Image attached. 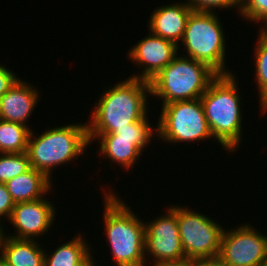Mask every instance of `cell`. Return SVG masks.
<instances>
[{
	"mask_svg": "<svg viewBox=\"0 0 267 266\" xmlns=\"http://www.w3.org/2000/svg\"><path fill=\"white\" fill-rule=\"evenodd\" d=\"M149 95L150 83L142 79L129 77L109 87L91 111L88 134H111L118 128L142 120L148 114Z\"/></svg>",
	"mask_w": 267,
	"mask_h": 266,
	"instance_id": "6da1fadb",
	"label": "cell"
},
{
	"mask_svg": "<svg viewBox=\"0 0 267 266\" xmlns=\"http://www.w3.org/2000/svg\"><path fill=\"white\" fill-rule=\"evenodd\" d=\"M236 79L233 74H218L200 97L213 139L229 153L237 150L242 140L243 115Z\"/></svg>",
	"mask_w": 267,
	"mask_h": 266,
	"instance_id": "7a4b0ae2",
	"label": "cell"
},
{
	"mask_svg": "<svg viewBox=\"0 0 267 266\" xmlns=\"http://www.w3.org/2000/svg\"><path fill=\"white\" fill-rule=\"evenodd\" d=\"M112 192L104 193L103 218L114 264L145 266V223Z\"/></svg>",
	"mask_w": 267,
	"mask_h": 266,
	"instance_id": "3957f363",
	"label": "cell"
},
{
	"mask_svg": "<svg viewBox=\"0 0 267 266\" xmlns=\"http://www.w3.org/2000/svg\"><path fill=\"white\" fill-rule=\"evenodd\" d=\"M89 144L87 123L57 126L36 138L31 130L27 146L30 166L51 180L52 168L76 160Z\"/></svg>",
	"mask_w": 267,
	"mask_h": 266,
	"instance_id": "277c9868",
	"label": "cell"
},
{
	"mask_svg": "<svg viewBox=\"0 0 267 266\" xmlns=\"http://www.w3.org/2000/svg\"><path fill=\"white\" fill-rule=\"evenodd\" d=\"M218 74L207 64L178 54L149 81L151 95L163 104L199 99Z\"/></svg>",
	"mask_w": 267,
	"mask_h": 266,
	"instance_id": "5b68a950",
	"label": "cell"
},
{
	"mask_svg": "<svg viewBox=\"0 0 267 266\" xmlns=\"http://www.w3.org/2000/svg\"><path fill=\"white\" fill-rule=\"evenodd\" d=\"M215 13L192 11L181 41L187 57L207 64L217 74H232L233 72L225 69V34Z\"/></svg>",
	"mask_w": 267,
	"mask_h": 266,
	"instance_id": "8992f818",
	"label": "cell"
},
{
	"mask_svg": "<svg viewBox=\"0 0 267 266\" xmlns=\"http://www.w3.org/2000/svg\"><path fill=\"white\" fill-rule=\"evenodd\" d=\"M162 105L156 127L163 142L184 143L213 138L200 98Z\"/></svg>",
	"mask_w": 267,
	"mask_h": 266,
	"instance_id": "52a82bcc",
	"label": "cell"
},
{
	"mask_svg": "<svg viewBox=\"0 0 267 266\" xmlns=\"http://www.w3.org/2000/svg\"><path fill=\"white\" fill-rule=\"evenodd\" d=\"M192 209L176 206L180 240L186 259L197 261L219 255L223 227Z\"/></svg>",
	"mask_w": 267,
	"mask_h": 266,
	"instance_id": "ba28073f",
	"label": "cell"
},
{
	"mask_svg": "<svg viewBox=\"0 0 267 266\" xmlns=\"http://www.w3.org/2000/svg\"><path fill=\"white\" fill-rule=\"evenodd\" d=\"M218 256L228 266H261L267 263V237L249 223L224 230Z\"/></svg>",
	"mask_w": 267,
	"mask_h": 266,
	"instance_id": "9c48e42d",
	"label": "cell"
},
{
	"mask_svg": "<svg viewBox=\"0 0 267 266\" xmlns=\"http://www.w3.org/2000/svg\"><path fill=\"white\" fill-rule=\"evenodd\" d=\"M166 211L167 214L145 223V257L151 255L153 264L187 260L181 245L176 206Z\"/></svg>",
	"mask_w": 267,
	"mask_h": 266,
	"instance_id": "30bf717a",
	"label": "cell"
},
{
	"mask_svg": "<svg viewBox=\"0 0 267 266\" xmlns=\"http://www.w3.org/2000/svg\"><path fill=\"white\" fill-rule=\"evenodd\" d=\"M137 43L130 49L128 56L134 65H140V67L142 65L144 69L142 73L133 74L130 78L149 82L178 54V46L174 42L151 34V32Z\"/></svg>",
	"mask_w": 267,
	"mask_h": 266,
	"instance_id": "8fae6325",
	"label": "cell"
},
{
	"mask_svg": "<svg viewBox=\"0 0 267 266\" xmlns=\"http://www.w3.org/2000/svg\"><path fill=\"white\" fill-rule=\"evenodd\" d=\"M56 214L54 204L48 198H41L31 202L15 203L9 221L16 229L17 234L10 237L17 239H35L46 234L52 227L54 215Z\"/></svg>",
	"mask_w": 267,
	"mask_h": 266,
	"instance_id": "7c38bea8",
	"label": "cell"
},
{
	"mask_svg": "<svg viewBox=\"0 0 267 266\" xmlns=\"http://www.w3.org/2000/svg\"><path fill=\"white\" fill-rule=\"evenodd\" d=\"M39 92L19 78L0 97V119L29 127L26 123L38 103Z\"/></svg>",
	"mask_w": 267,
	"mask_h": 266,
	"instance_id": "4fadbf2b",
	"label": "cell"
},
{
	"mask_svg": "<svg viewBox=\"0 0 267 266\" xmlns=\"http://www.w3.org/2000/svg\"><path fill=\"white\" fill-rule=\"evenodd\" d=\"M193 9L185 3L160 6L150 15L149 31L152 34L174 42L179 49V42L182 40L187 19Z\"/></svg>",
	"mask_w": 267,
	"mask_h": 266,
	"instance_id": "5bb4252c",
	"label": "cell"
},
{
	"mask_svg": "<svg viewBox=\"0 0 267 266\" xmlns=\"http://www.w3.org/2000/svg\"><path fill=\"white\" fill-rule=\"evenodd\" d=\"M0 238V265L2 266H43L45 251L36 239H17L5 235Z\"/></svg>",
	"mask_w": 267,
	"mask_h": 266,
	"instance_id": "9a60e30c",
	"label": "cell"
},
{
	"mask_svg": "<svg viewBox=\"0 0 267 266\" xmlns=\"http://www.w3.org/2000/svg\"><path fill=\"white\" fill-rule=\"evenodd\" d=\"M15 203L31 202L43 198L51 191L52 181L41 171L32 167L25 173L5 183Z\"/></svg>",
	"mask_w": 267,
	"mask_h": 266,
	"instance_id": "2e32d148",
	"label": "cell"
},
{
	"mask_svg": "<svg viewBox=\"0 0 267 266\" xmlns=\"http://www.w3.org/2000/svg\"><path fill=\"white\" fill-rule=\"evenodd\" d=\"M81 233L67 243H62L52 254H45L43 266H97Z\"/></svg>",
	"mask_w": 267,
	"mask_h": 266,
	"instance_id": "e0dca14e",
	"label": "cell"
},
{
	"mask_svg": "<svg viewBox=\"0 0 267 266\" xmlns=\"http://www.w3.org/2000/svg\"><path fill=\"white\" fill-rule=\"evenodd\" d=\"M147 118L148 115L140 121L128 124V126L123 128H118L111 134H88L89 142L92 143L97 138L134 140V145L143 153L146 145L148 146L151 142L153 133L157 135V127L153 130Z\"/></svg>",
	"mask_w": 267,
	"mask_h": 266,
	"instance_id": "ac0fdd59",
	"label": "cell"
},
{
	"mask_svg": "<svg viewBox=\"0 0 267 266\" xmlns=\"http://www.w3.org/2000/svg\"><path fill=\"white\" fill-rule=\"evenodd\" d=\"M100 154L110 161L118 163L122 168L134 166L142 152L134 145V140L99 139Z\"/></svg>",
	"mask_w": 267,
	"mask_h": 266,
	"instance_id": "d6986e66",
	"label": "cell"
},
{
	"mask_svg": "<svg viewBox=\"0 0 267 266\" xmlns=\"http://www.w3.org/2000/svg\"><path fill=\"white\" fill-rule=\"evenodd\" d=\"M31 128L0 119V153L27 152Z\"/></svg>",
	"mask_w": 267,
	"mask_h": 266,
	"instance_id": "ffe728a7",
	"label": "cell"
},
{
	"mask_svg": "<svg viewBox=\"0 0 267 266\" xmlns=\"http://www.w3.org/2000/svg\"><path fill=\"white\" fill-rule=\"evenodd\" d=\"M258 34V43L255 46V75L259 91L260 107L262 113L267 112V30L261 28ZM257 47V48H256Z\"/></svg>",
	"mask_w": 267,
	"mask_h": 266,
	"instance_id": "44dd1931",
	"label": "cell"
},
{
	"mask_svg": "<svg viewBox=\"0 0 267 266\" xmlns=\"http://www.w3.org/2000/svg\"><path fill=\"white\" fill-rule=\"evenodd\" d=\"M31 168L29 156L24 153H0V183H6Z\"/></svg>",
	"mask_w": 267,
	"mask_h": 266,
	"instance_id": "7402d4cb",
	"label": "cell"
},
{
	"mask_svg": "<svg viewBox=\"0 0 267 266\" xmlns=\"http://www.w3.org/2000/svg\"><path fill=\"white\" fill-rule=\"evenodd\" d=\"M239 14L243 19L255 23H264L260 28L267 27V0H240Z\"/></svg>",
	"mask_w": 267,
	"mask_h": 266,
	"instance_id": "603a6c76",
	"label": "cell"
},
{
	"mask_svg": "<svg viewBox=\"0 0 267 266\" xmlns=\"http://www.w3.org/2000/svg\"><path fill=\"white\" fill-rule=\"evenodd\" d=\"M193 11L213 12L216 8H238L240 7V0H188L186 2Z\"/></svg>",
	"mask_w": 267,
	"mask_h": 266,
	"instance_id": "cb8c5ba5",
	"label": "cell"
},
{
	"mask_svg": "<svg viewBox=\"0 0 267 266\" xmlns=\"http://www.w3.org/2000/svg\"><path fill=\"white\" fill-rule=\"evenodd\" d=\"M14 206L15 202L8 192L5 183H0V219L2 216H6L5 218L9 220Z\"/></svg>",
	"mask_w": 267,
	"mask_h": 266,
	"instance_id": "d4e9b609",
	"label": "cell"
},
{
	"mask_svg": "<svg viewBox=\"0 0 267 266\" xmlns=\"http://www.w3.org/2000/svg\"><path fill=\"white\" fill-rule=\"evenodd\" d=\"M7 67L0 64V97H2L19 79Z\"/></svg>",
	"mask_w": 267,
	"mask_h": 266,
	"instance_id": "484cf974",
	"label": "cell"
},
{
	"mask_svg": "<svg viewBox=\"0 0 267 266\" xmlns=\"http://www.w3.org/2000/svg\"><path fill=\"white\" fill-rule=\"evenodd\" d=\"M197 266H228L219 256L196 261Z\"/></svg>",
	"mask_w": 267,
	"mask_h": 266,
	"instance_id": "4316f807",
	"label": "cell"
},
{
	"mask_svg": "<svg viewBox=\"0 0 267 266\" xmlns=\"http://www.w3.org/2000/svg\"><path fill=\"white\" fill-rule=\"evenodd\" d=\"M153 266H197L196 261L184 260L180 262L155 263Z\"/></svg>",
	"mask_w": 267,
	"mask_h": 266,
	"instance_id": "83f0119b",
	"label": "cell"
},
{
	"mask_svg": "<svg viewBox=\"0 0 267 266\" xmlns=\"http://www.w3.org/2000/svg\"><path fill=\"white\" fill-rule=\"evenodd\" d=\"M2 230H3V226L0 224V238H1V235H2Z\"/></svg>",
	"mask_w": 267,
	"mask_h": 266,
	"instance_id": "f1b7e54d",
	"label": "cell"
}]
</instances>
